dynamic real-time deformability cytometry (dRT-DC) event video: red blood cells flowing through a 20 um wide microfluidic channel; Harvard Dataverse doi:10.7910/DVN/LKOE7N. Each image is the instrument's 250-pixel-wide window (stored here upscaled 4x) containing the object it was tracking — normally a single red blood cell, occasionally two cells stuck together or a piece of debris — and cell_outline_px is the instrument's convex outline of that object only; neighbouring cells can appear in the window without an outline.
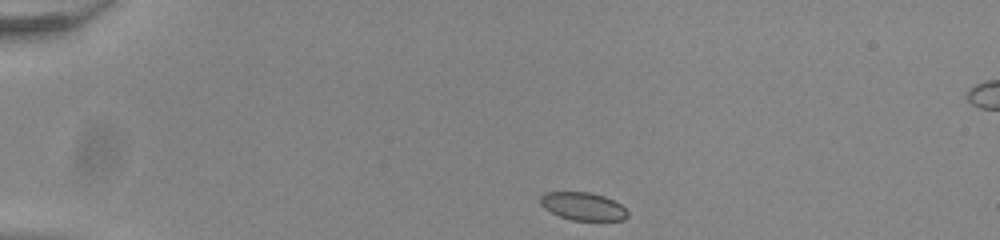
{"species": "common noctule bat (a hibernating species)", "species_latin": "Nyctalus noctula", "temperature_condition": "room temperature", "stored_images_in_passage": 43, "camera_frame_rate_fps": 3000, "um_per_image_px": 0.085, "animal": {"sex": "male", "body_mass_g": 20.0, "forearm_length_mm": 53.3}, "frame": {"image": 1, "passage_image": 1, "time_ms": 0.0, "image_size_px": [1000, 240], "cell_outline_px": [[628, 216], [624, 220], [572, 220], [560, 216], [544, 208], [540, 204], [540, 196], [544, 192], [592, 192], [604, 196], [620, 204], [628, 212]], "centroid_in_image_um": [49.54, 17.53], "position_along_channel_um": 35.5, "area_um2": 14.16}}
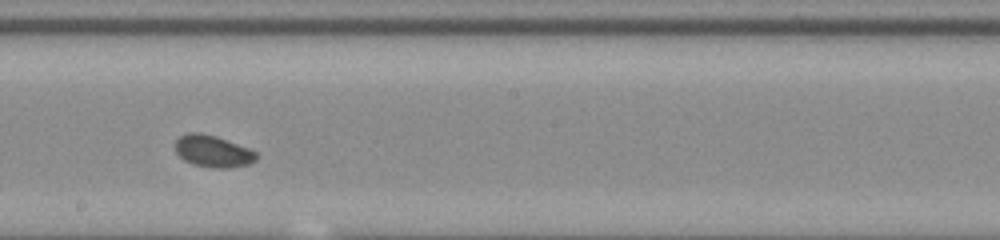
{"frame": {"image": 2, "passage_image": 21, "time_ms": 6.667, "image_size_px": [1000, 240], "cell_outline_px": [[256, 160], [248, 164], [228, 168], [212, 168], [192, 164], [184, 160], [176, 152], [176, 140], [180, 136], [188, 132], [200, 132], [216, 136], [248, 148], [256, 152]], "centroid_in_image_um": [18.08, 12.85], "position_along_channel_um": 230.1, "area_um2": 14.97}}
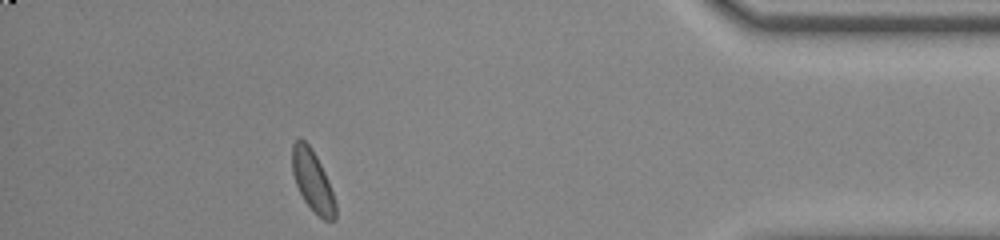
{"frame": {"image": 3, "passage_image": 38, "time_ms": 12.333, "image_size_px": [1000, 240], "cell_outline_px": [[336, 220], [324, 220], [304, 200], [296, 184], [292, 172], [292, 144], [300, 136], [312, 148], [328, 180], [336, 204]], "centroid_in_image_um": [26.56, 15.34], "position_along_channel_um": 408.6, "area_um2": 15.2}, "authors_computed_cell_mechanics": {"area_um2": 15.0858, "velocity_mm_per_s": 3.871, "shape_relaxation_time_tau1_ms": 1.8387, "shape_relaxation_time_tau2_ms": null, "deformation_change_tau1": 0.0684, "deformation_change_tau2": null}}